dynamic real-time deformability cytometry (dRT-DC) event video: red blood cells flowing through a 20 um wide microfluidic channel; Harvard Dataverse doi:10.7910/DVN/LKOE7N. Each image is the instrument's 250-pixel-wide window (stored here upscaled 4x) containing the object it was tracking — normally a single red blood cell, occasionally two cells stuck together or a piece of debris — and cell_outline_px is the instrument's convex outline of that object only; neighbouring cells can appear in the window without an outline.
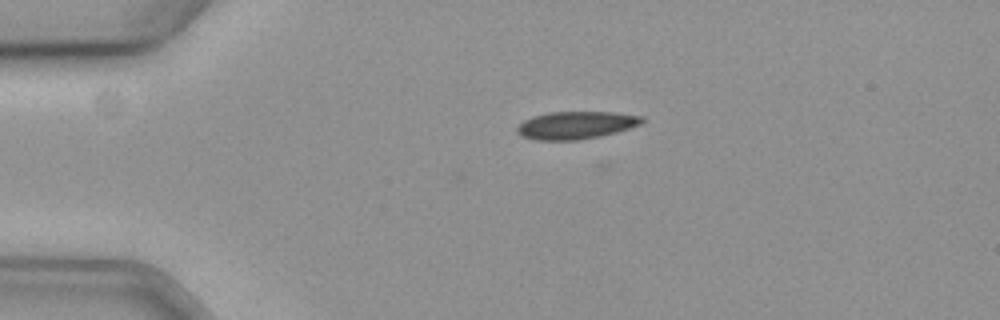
{"species": "common noctule bat (a hibernating species)", "species_latin": "Nyctalus noctula", "temperature_condition": "cold", "stored_images_in_passage": 44, "camera_frame_rate_fps": 3000, "um_per_image_px": 0.085, "animal": {"sex": "female", "body_mass_g": 19.3, "forearm_length_mm": 54.1}, "frame": {"image": 1, "passage_image": 1, "time_ms": 0.0, "image_size_px": [1000, 320], "cell_outline_px": [[644, 120], [640, 124], [616, 132], [600, 136], [580, 140], [536, 140], [524, 136], [516, 132], [516, 128], [524, 120], [532, 116], [548, 112], [612, 112], [644, 116]], "centroid_in_image_um": [48.95, 10.63], "position_along_channel_um": 36.1, "area_um2": 20.06}}
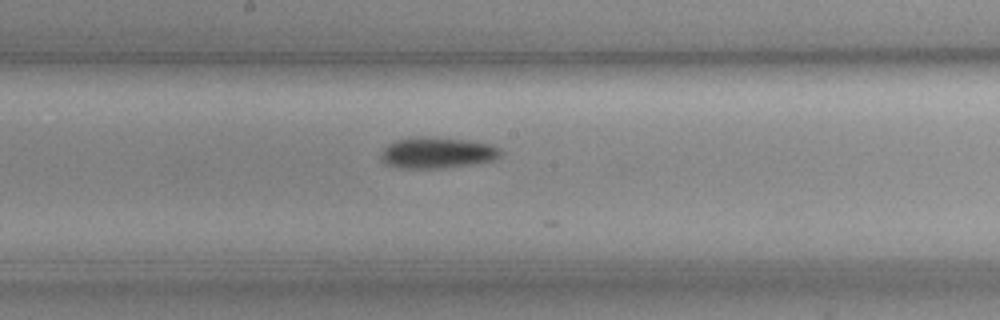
{"frame": {"image": 2, "passage_image": 19, "time_ms": 6.0, "image_size_px": [1000, 320], "cell_outline_px": [[500, 156], [492, 160], [472, 164], [444, 168], [404, 168], [384, 164], [380, 160], [380, 152], [388, 144], [396, 140], [412, 136], [428, 136], [468, 140], [488, 144], [500, 148]], "centroid_in_image_um": [37.09, 12.97], "position_along_channel_um": 211.1, "area_um2": 21.85}}
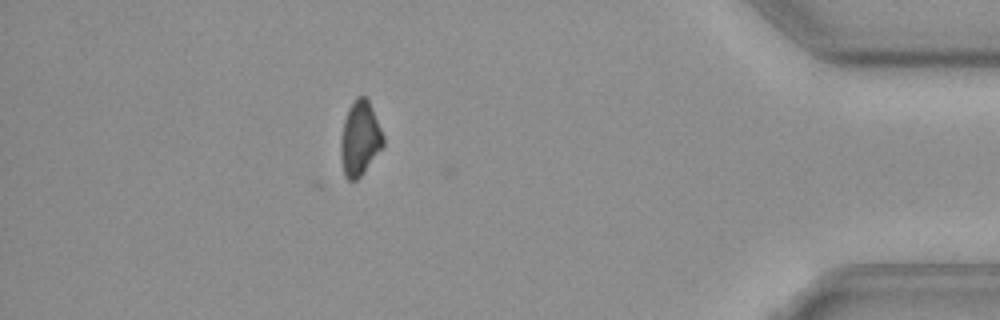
{"frame": {"image": 3, "passage_image": 39, "time_ms": 12.667, "image_size_px": [1000, 320], "cell_outline_px": [[384, 148], [364, 172], [356, 180], [348, 180], [344, 176], [340, 152], [340, 136], [344, 120], [348, 108], [356, 96], [368, 96], [384, 136]], "centroid_in_image_um": [30.6, 11.75], "position_along_channel_um": 404.6, "area_um2": 18.96}, "authors_computed_cell_mechanics": {"area_um2": 20.3167, "velocity_mm_per_s": 3.62, "shape_relaxation_time_tau1_ms": 3.3125, "shape_relaxation_time_tau2_ms": null, "deformation_change_tau1": 0.0943, "deformation_change_tau2": null}}